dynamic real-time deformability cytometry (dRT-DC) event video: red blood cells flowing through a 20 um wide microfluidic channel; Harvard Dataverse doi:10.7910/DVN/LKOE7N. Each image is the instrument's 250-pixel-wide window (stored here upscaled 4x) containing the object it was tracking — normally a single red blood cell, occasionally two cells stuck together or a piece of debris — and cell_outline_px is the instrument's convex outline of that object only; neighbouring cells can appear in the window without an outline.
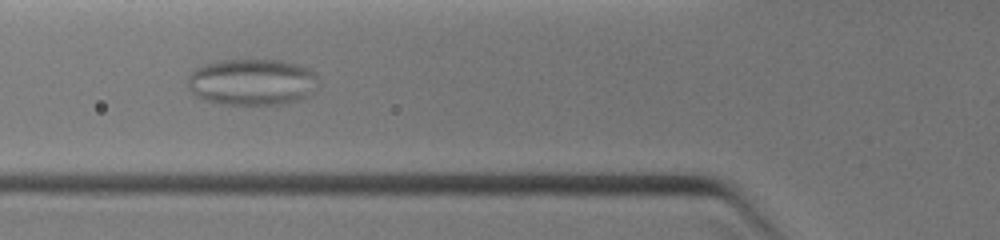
{"species": "common noctule bat (a hibernating species)", "species_latin": "Nyctalus noctula", "temperature_condition": "warm", "stored_images_in_passage": 49, "camera_frame_rate_fps": 3000, "um_per_image_px": 0.085, "animal": {"sex": "female", "body_mass_g": 19.0, "forearm_length_mm": 51.5}, "frame": {"image": 1, "passage_image": 14, "time_ms": 3.0, "image_size_px": [1000, 240], "cell_outline_px": [[316, 76], [312, 92], [300, 100], [288, 104], [224, 104], [204, 100], [196, 96], [188, 88], [188, 76], [196, 68], [204, 64], [220, 60], [280, 60], [300, 64], [312, 68], [316, 72]], "centroid_in_image_um": [21.42, 6.96], "position_along_channel_um": 104.4, "area_um2": 35.55}}